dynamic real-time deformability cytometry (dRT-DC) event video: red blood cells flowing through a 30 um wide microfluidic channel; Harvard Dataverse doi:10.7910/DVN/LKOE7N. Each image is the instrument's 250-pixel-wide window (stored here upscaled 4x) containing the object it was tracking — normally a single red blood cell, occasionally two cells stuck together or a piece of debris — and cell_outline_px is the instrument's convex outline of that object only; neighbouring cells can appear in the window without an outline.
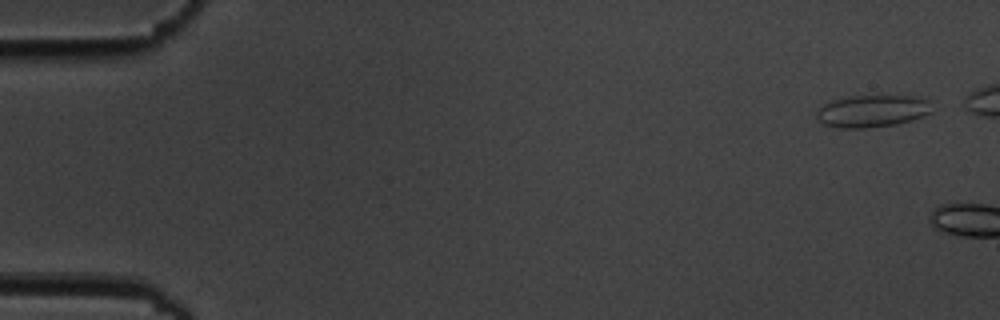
{"species": "common noctule bat (a hibernating species)", "species_latin": "Nyctalus noctula", "temperature_condition": "cold", "stored_images_in_passage": 13, "camera_frame_rate_fps": 3000, "um_per_image_px": 0.085, "animal": {"sex": "male", "body_mass_g": 19.5, "forearm_length_mm": 54.6}, "frame": {"image": 1, "passage_image": 1, "time_ms": 0.0, "image_size_px": [1000, 320], "cell_outline_px": [[932, 112], [924, 116], [912, 120], [896, 124], [864, 128], [836, 128], [824, 124], [816, 116], [816, 112], [824, 104], [832, 100], [848, 96], [916, 96], [928, 100]], "centroid_in_image_um": [74.14, 9.44], "position_along_channel_um": 10.9, "area_um2": 21.62}}
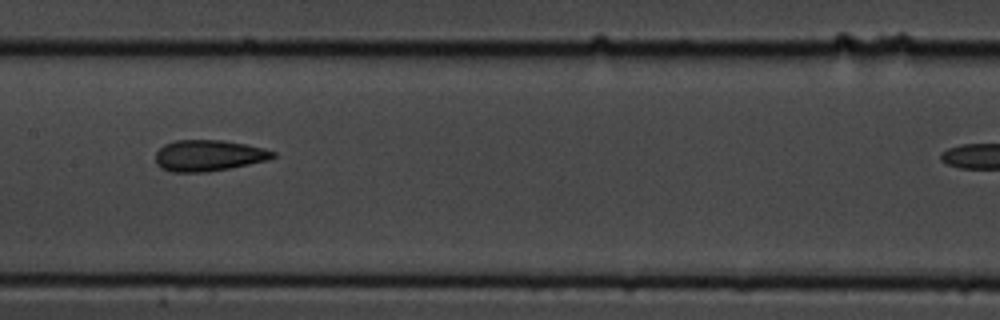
{"frame": {"image": 2, "passage_image": 10, "time_ms": 11.333, "image_size_px": [1000, 320], "cell_outline_px": [[276, 156], [268, 160], [208, 172], [172, 172], [160, 168], [156, 164], [156, 152], [164, 144], [176, 140], [224, 140], [248, 144], [264, 148], [276, 152]], "centroid_in_image_um": [17.73, 13.21], "position_along_channel_um": 189.7, "area_um2": 21.44}}
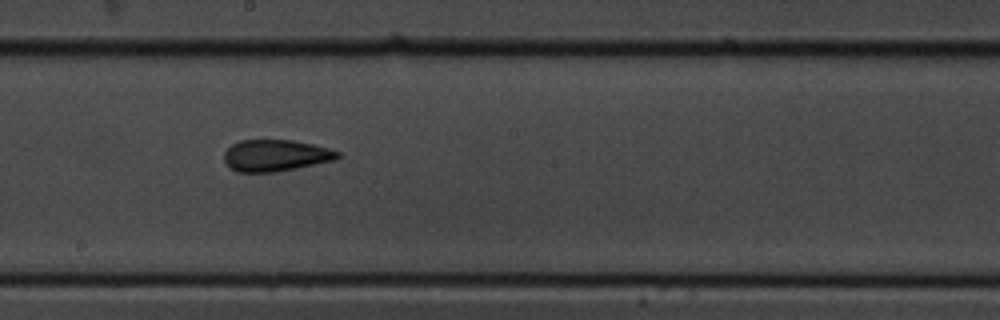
{"frame": {"image": 3, "passage_image": 11, "time_ms": 12.333, "image_size_px": [1000, 320], "cell_outline_px": [[340, 156], [336, 160], [276, 172], [236, 172], [228, 168], [224, 160], [224, 152], [232, 144], [240, 140], [292, 140], [312, 144], [328, 148], [340, 152]], "centroid_in_image_um": [23.4, 13.22], "position_along_channel_um": 224.8, "area_um2": 21.04}}